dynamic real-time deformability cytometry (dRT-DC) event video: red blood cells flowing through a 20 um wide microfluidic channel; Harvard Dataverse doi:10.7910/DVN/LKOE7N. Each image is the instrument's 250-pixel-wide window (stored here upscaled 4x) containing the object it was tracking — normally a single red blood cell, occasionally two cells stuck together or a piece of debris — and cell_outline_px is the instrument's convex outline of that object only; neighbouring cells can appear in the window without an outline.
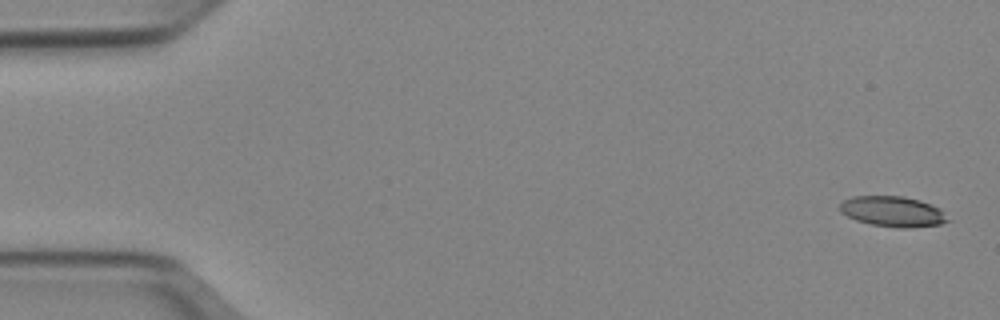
{"species": "Egyptian fruit bat (a non-hibernating species)", "species_latin": "Rousettus aegyptiacus", "temperature_condition": "cold", "stored_images_in_passage": 51, "camera_frame_rate_fps": 3000, "um_per_image_px": 0.085, "animal": {"sex": "female"}, "frame": {"image": 1, "passage_image": 1, "time_ms": 0.0, "image_size_px": [1000, 320], "cell_outline_px": [[948, 220], [940, 224], [908, 228], [900, 228], [872, 224], [856, 220], [840, 212], [840, 204], [844, 200], [852, 196], [904, 196], [920, 200], [932, 204], [940, 208]], "centroid_in_image_um": [75.87, 17.96], "position_along_channel_um": 9.1, "area_um2": 19.02}}
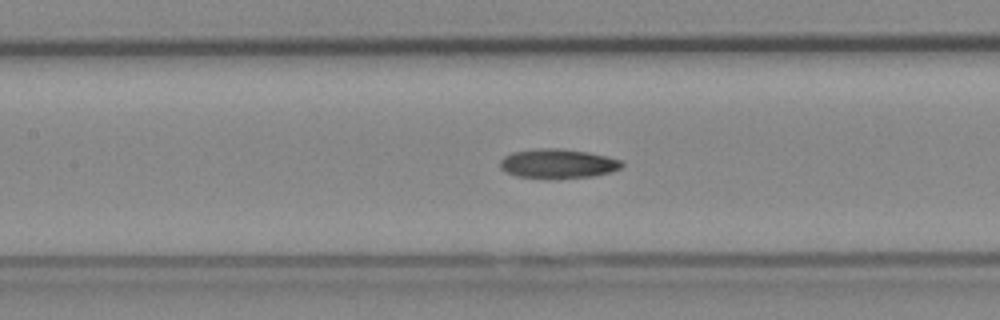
{"frame": {"image": 2, "passage_image": 23, "time_ms": 7.333, "image_size_px": [1000, 320], "cell_outline_px": [[624, 164], [620, 168], [612, 172], [592, 176], [552, 180], [516, 176], [504, 172], [500, 168], [500, 160], [504, 156], [512, 152], [536, 148], [564, 148], [588, 152], [608, 156], [624, 160]], "centroid_in_image_um": [47.42, 13.92], "position_along_channel_um": 160.0, "area_um2": 21.56}}
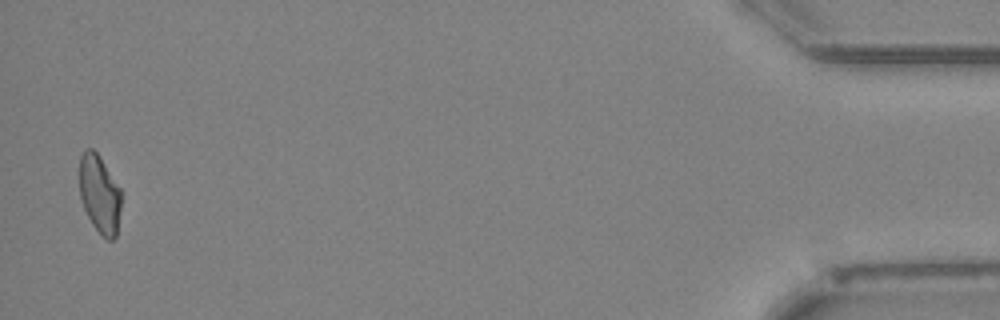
{"frame": {"image": 3, "passage_image": 50, "time_ms": 16.333, "image_size_px": [1000, 320], "cell_outline_px": [[120, 208], [116, 236], [112, 240], [108, 240], [92, 224], [84, 208], [80, 196], [80, 156], [88, 148], [92, 148], [100, 156], [120, 188]], "centroid_in_image_um": [8.46, 16.48], "position_along_channel_um": 426.7, "area_um2": 18.67}, "authors_computed_cell_mechanics": {"area_um2": 20.0566, "velocity_mm_per_s": 3.9457, "shape_relaxation_time_tau1_ms": 8.4087, "shape_relaxation_time_tau2_ms": 9.941, "deformation_change_tau1": 0.2118, "deformation_change_tau2": 0.1915}}